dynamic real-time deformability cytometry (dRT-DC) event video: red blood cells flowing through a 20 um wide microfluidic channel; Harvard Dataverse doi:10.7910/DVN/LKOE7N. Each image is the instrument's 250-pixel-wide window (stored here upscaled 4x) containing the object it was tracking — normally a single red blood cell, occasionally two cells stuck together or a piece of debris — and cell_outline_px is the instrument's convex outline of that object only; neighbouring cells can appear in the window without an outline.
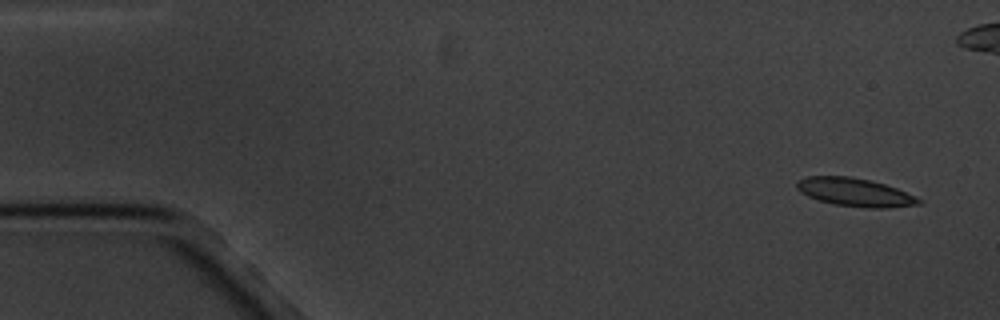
{"species": "common noctule bat (a hibernating species)", "species_latin": "Nyctalus noctula", "temperature_condition": "cold", "stored_images_in_passage": 5, "camera_frame_rate_fps": 3000, "um_per_image_px": 0.085, "animal": {"sex": "male", "body_mass_g": 20.1, "forearm_length_mm": 53.5}, "frame": {"image": 1, "passage_image": 1, "time_ms": 0.0, "image_size_px": [1000, 320], "cell_outline_px": [[920, 204], [888, 208], [864, 208], [836, 204], [820, 200], [808, 196], [800, 192], [796, 188], [796, 180], [808, 176], [848, 176], [868, 180], [884, 184], [896, 188], [920, 200]], "centroid_in_image_um": [72.6, 16.34], "position_along_channel_um": 12.4, "area_um2": 19.77}}
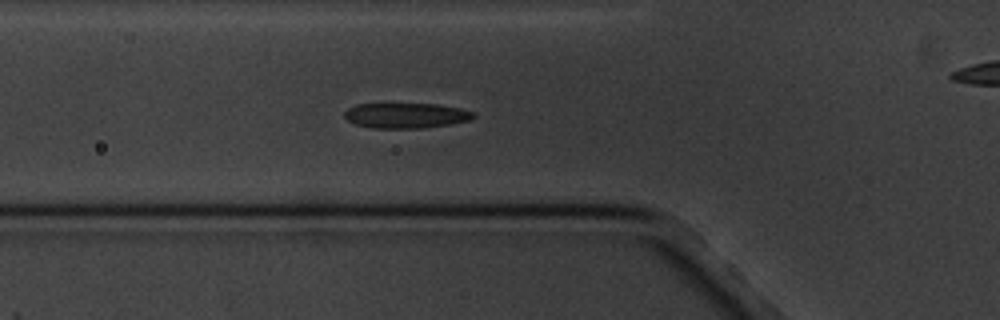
{"frame": {"image": 2, "passage_image": 5, "time_ms": 5.667, "image_size_px": [1000, 320], "cell_outline_px": [[476, 116], [472, 120], [452, 124], [424, 128], [372, 128], [356, 124], [348, 120], [344, 116], [344, 112], [348, 108], [356, 104], [436, 104], [460, 108], [476, 112]], "centroid_in_image_um": [34.56, 9.82], "position_along_channel_um": 91.2, "area_um2": 19.13}}